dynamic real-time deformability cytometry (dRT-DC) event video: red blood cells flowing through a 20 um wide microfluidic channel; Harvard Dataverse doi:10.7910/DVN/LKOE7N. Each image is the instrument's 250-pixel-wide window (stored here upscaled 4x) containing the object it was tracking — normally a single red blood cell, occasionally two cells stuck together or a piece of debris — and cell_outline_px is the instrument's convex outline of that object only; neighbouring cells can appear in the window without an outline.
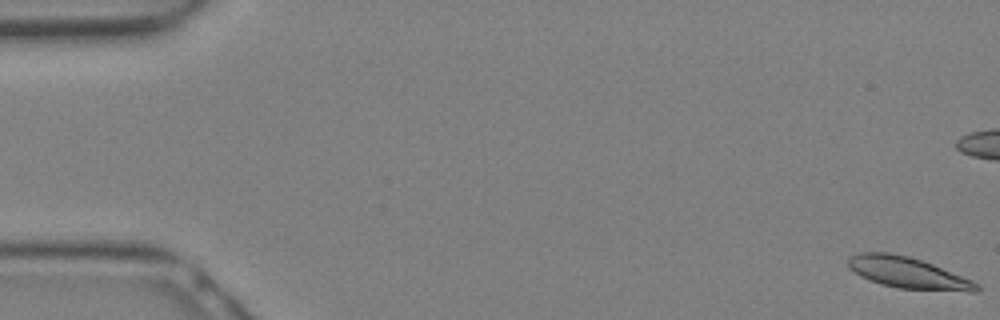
{"species": "Egyptian fruit bat (a non-hibernating species)", "species_latin": "Rousettus aegyptiacus", "temperature_condition": "warm", "stored_images_in_passage": 31, "camera_frame_rate_fps": 3000, "um_per_image_px": 0.085, "animal": {"sex": "female"}, "frame": {"image": 1, "passage_image": 1, "time_ms": 0.0, "image_size_px": [1000, 320], "cell_outline_px": [[980, 288], [976, 292], [972, 292], [900, 288], [880, 284], [860, 276], [848, 268], [848, 260], [852, 256], [860, 252], [888, 252], [908, 256], [932, 264], [972, 280], [980, 284]], "centroid_in_image_um": [77.17, 23.19], "position_along_channel_um": 7.8, "area_um2": 23.24}}
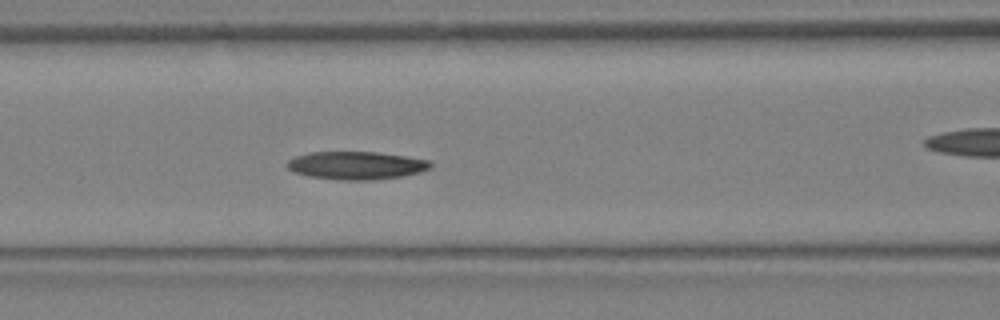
{"frame": {"image": 2, "passage_image": 13, "time_ms": 4.0, "image_size_px": [1000, 320], "cell_outline_px": [[432, 168], [420, 172], [404, 176], [372, 180], [340, 180], [308, 176], [296, 172], [288, 168], [284, 164], [288, 160], [296, 156], [308, 152], [376, 152], [404, 156], [428, 160], [432, 164]], "centroid_in_image_um": [30.28, 14.06], "position_along_channel_um": 136.3, "area_um2": 23.41}}
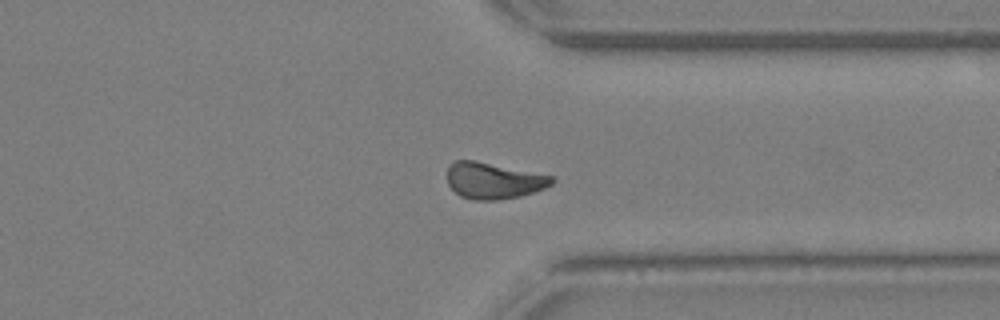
{"frame": {"image": 3, "passage_image": 23, "time_ms": 7.333, "image_size_px": [1000, 320], "cell_outline_px": [[556, 180], [552, 184], [544, 188], [520, 196], [496, 200], [472, 200], [460, 196], [448, 184], [448, 164], [452, 160], [472, 160], [552, 176]], "centroid_in_image_um": [41.91, 15.36], "position_along_channel_um": 369.5, "area_um2": 21.91}}